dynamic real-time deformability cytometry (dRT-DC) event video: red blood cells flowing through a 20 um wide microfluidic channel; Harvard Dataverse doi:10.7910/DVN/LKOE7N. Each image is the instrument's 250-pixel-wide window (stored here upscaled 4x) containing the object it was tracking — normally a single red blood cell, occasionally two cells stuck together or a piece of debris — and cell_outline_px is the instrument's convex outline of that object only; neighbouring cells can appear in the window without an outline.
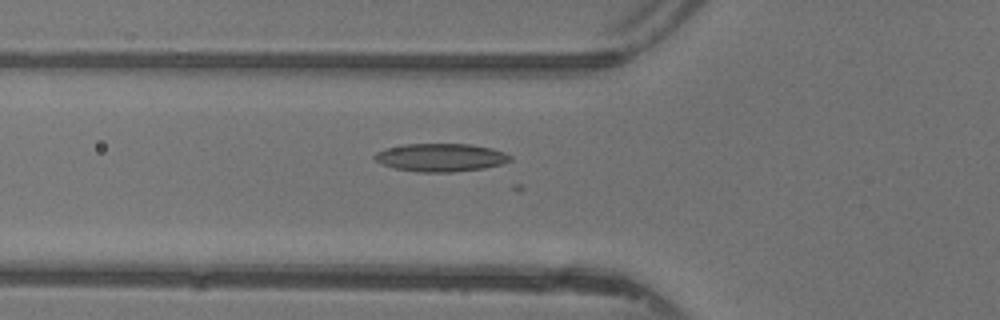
{"species": "common noctule bat (a hibernating species)", "species_latin": "Nyctalus noctula", "temperature_condition": "warm", "stored_images_in_passage": 35, "camera_frame_rate_fps": 3000, "um_per_image_px": 0.085, "animal": {"sex": "female"}, "frame": {"image": 1, "passage_image": 7, "time_ms": 2.0, "image_size_px": [1000, 320], "cell_outline_px": [[512, 160], [500, 164], [484, 168], [452, 172], [416, 172], [396, 168], [384, 164], [376, 160], [372, 156], [376, 152], [388, 148], [404, 144], [468, 144], [492, 148], [504, 152], [512, 156]], "centroid_in_image_um": [37.48, 13.38], "position_along_channel_um": 88.3, "area_um2": 22.02}}
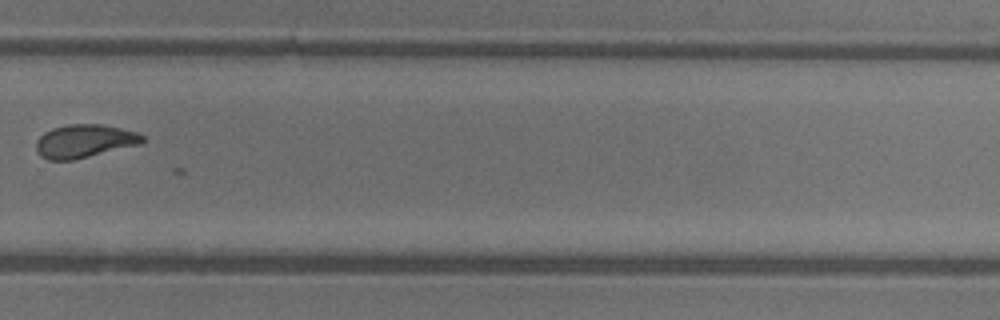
{"frame": {"image": 2, "passage_image": 23, "time_ms": 7.333, "image_size_px": [1000, 320], "cell_outline_px": [[144, 140], [140, 144], [72, 160], [48, 160], [40, 156], [36, 148], [36, 140], [44, 132], [52, 128], [68, 124], [100, 124], [120, 128], [136, 132], [144, 136]], "centroid_in_image_um": [7.14, 11.99], "position_along_channel_um": 322.7, "area_um2": 20.46}}
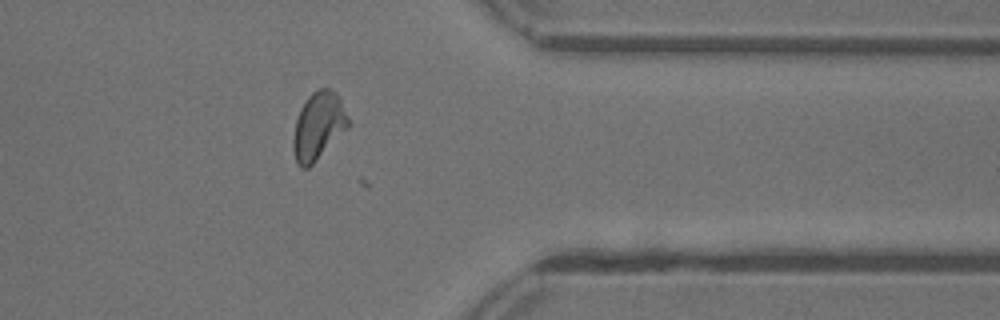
{"frame": {"image": 3, "passage_image": 28, "time_ms": 9.0, "image_size_px": [1000, 320], "cell_outline_px": [[348, 128], [308, 168], [300, 168], [296, 160], [292, 148], [292, 140], [296, 120], [300, 108], [308, 96], [312, 92], [320, 88], [328, 88], [336, 92], [348, 116]], "centroid_in_image_um": [27.04, 10.7], "position_along_channel_um": 384.4, "area_um2": 21.5}}